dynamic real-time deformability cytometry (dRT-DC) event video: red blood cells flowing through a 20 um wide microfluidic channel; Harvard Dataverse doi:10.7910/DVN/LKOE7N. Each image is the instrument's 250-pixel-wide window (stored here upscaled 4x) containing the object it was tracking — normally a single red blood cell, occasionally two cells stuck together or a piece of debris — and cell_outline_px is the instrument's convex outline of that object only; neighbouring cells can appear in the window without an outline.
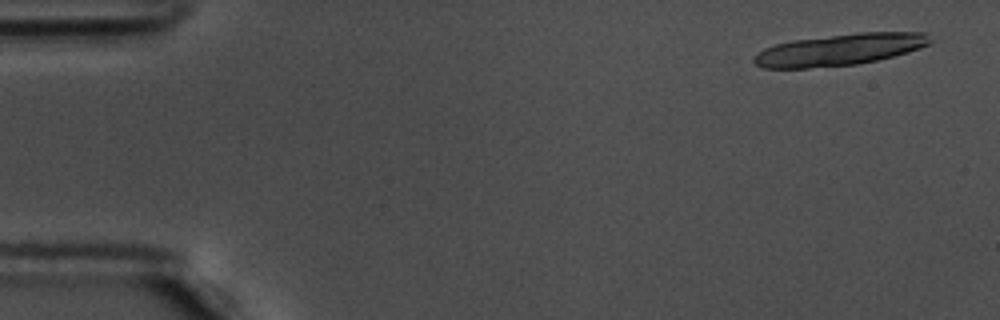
{"species": "common noctule bat (a hibernating species)", "species_latin": "Nyctalus noctula", "temperature_condition": "warm", "stored_images_in_passage": 19, "camera_frame_rate_fps": 3000, "um_per_image_px": 0.085, "animal": {"sex": "male", "body_mass_g": 17.5, "forearm_length_mm": 52.3}, "frame": {"image": 1, "passage_image": 3, "time_ms": 0.667, "image_size_px": [1000, 320], "cell_outline_px": [[936, 40], [920, 48], [892, 56], [876, 60], [856, 64], [808, 68], [764, 68], [756, 64], [752, 60], [752, 56], [764, 48], [776, 44], [792, 40], [856, 32], [928, 32]], "centroid_in_image_um": [71.4, 4.2], "position_along_channel_um": 13.6, "area_um2": 32.66}}